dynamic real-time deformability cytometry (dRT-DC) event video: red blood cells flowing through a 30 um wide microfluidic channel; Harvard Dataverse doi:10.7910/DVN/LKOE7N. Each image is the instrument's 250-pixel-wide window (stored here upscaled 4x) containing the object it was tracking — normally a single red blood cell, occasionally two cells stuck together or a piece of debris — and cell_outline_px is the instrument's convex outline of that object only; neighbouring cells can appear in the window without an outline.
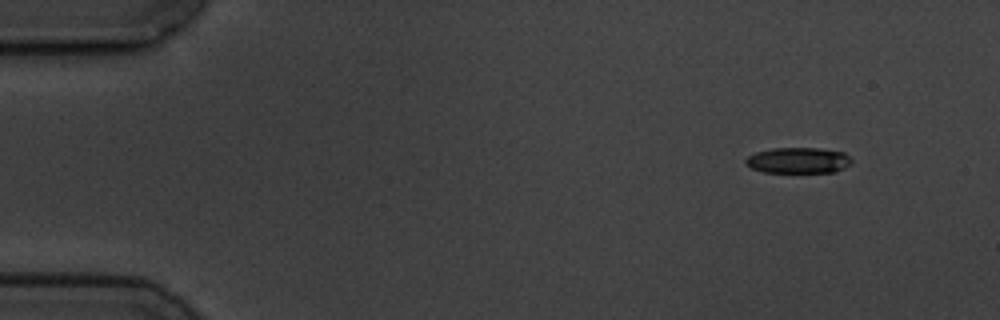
{"species": "common noctule bat (a hibernating species)", "species_latin": "Nyctalus noctula", "temperature_condition": "cold", "stored_images_in_passage": 4, "camera_frame_rate_fps": 3000, "um_per_image_px": 0.085, "animal": {"sex": "male", "body_mass_g": 19.5, "forearm_length_mm": 54.6}, "frame": {"image": 1, "passage_image": 1, "time_ms": 0.0, "image_size_px": [1000, 320], "cell_outline_px": [[852, 164], [836, 172], [764, 172], [752, 168], [744, 164], [744, 160], [748, 156], [756, 152], [772, 148], [820, 148], [844, 152], [852, 160]], "centroid_in_image_um": [67.86, 13.63], "position_along_channel_um": 17.1, "area_um2": 16.07}}
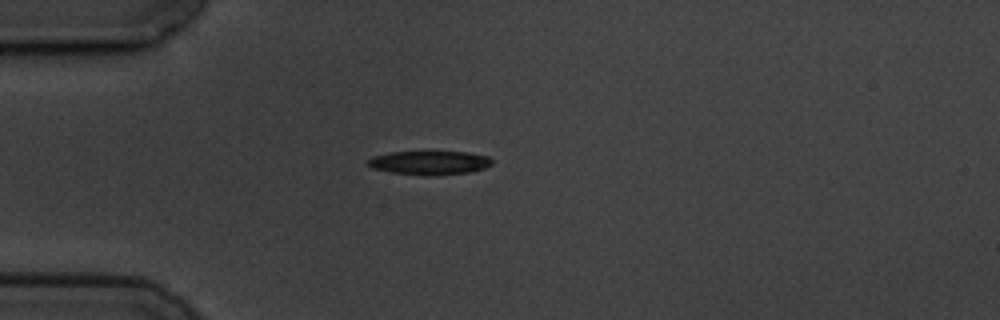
{"frame": {"image": 2, "passage_image": 4, "time_ms": 3.333, "image_size_px": [1000, 320], "cell_outline_px": [[492, 164], [484, 168], [472, 172], [392, 172], [372, 168], [368, 164], [368, 160], [372, 156], [388, 152], [424, 148], [468, 152], [488, 156], [492, 160]], "centroid_in_image_um": [36.5, 13.7], "position_along_channel_um": 48.5, "area_um2": 17.22}}